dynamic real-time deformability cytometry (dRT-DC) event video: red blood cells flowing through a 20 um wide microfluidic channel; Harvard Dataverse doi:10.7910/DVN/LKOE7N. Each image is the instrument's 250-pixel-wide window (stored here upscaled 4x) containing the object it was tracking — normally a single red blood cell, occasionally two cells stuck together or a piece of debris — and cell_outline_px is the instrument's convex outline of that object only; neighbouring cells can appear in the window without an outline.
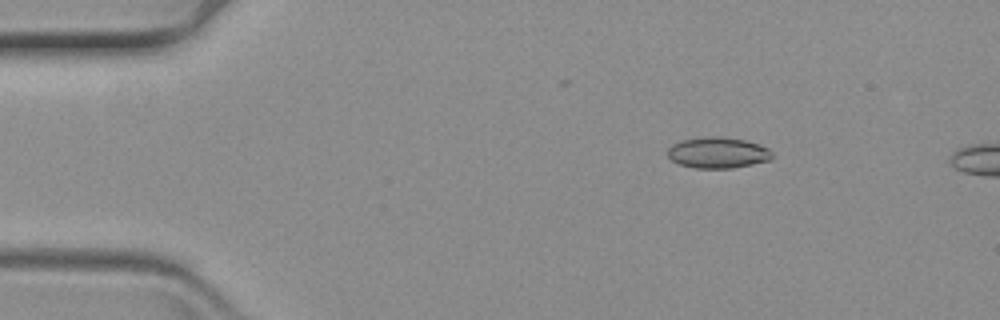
{"species": "common noctule bat (a hibernating species)", "species_latin": "Nyctalus noctula", "temperature_condition": "warm", "stored_images_in_passage": 5, "camera_frame_rate_fps": 3000, "um_per_image_px": 0.085, "animal": {"sex": "female", "body_mass_g": 19.3, "forearm_length_mm": 54.1}, "frame": {"image": 1, "passage_image": 1, "time_ms": 0.0, "image_size_px": [1000, 320], "cell_outline_px": [[772, 156], [768, 160], [752, 164], [732, 168], [696, 168], [680, 164], [672, 160], [668, 156], [668, 148], [672, 144], [680, 140], [712, 136], [716, 136], [744, 140], [760, 144], [768, 148], [772, 152]], "centroid_in_image_um": [61.0, 12.97], "position_along_channel_um": 24.0, "area_um2": 18.73}}